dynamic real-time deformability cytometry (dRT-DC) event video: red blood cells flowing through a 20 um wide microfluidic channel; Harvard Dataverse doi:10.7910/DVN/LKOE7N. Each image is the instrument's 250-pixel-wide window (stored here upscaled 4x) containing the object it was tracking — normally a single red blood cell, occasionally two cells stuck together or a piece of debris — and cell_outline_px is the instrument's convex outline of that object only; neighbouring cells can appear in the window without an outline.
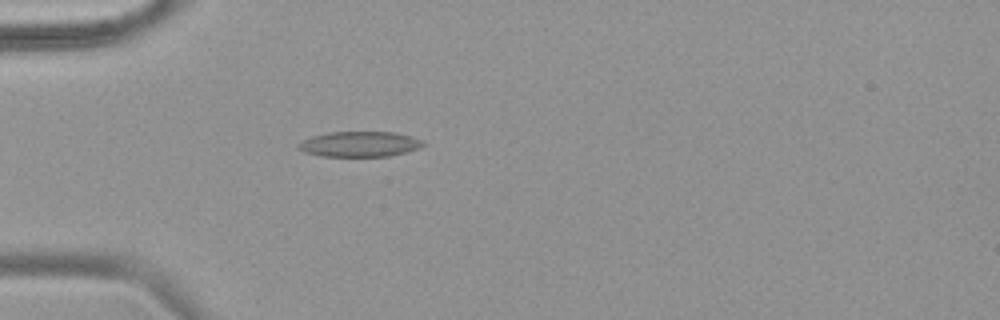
{"species": "common noctule bat (a hibernating species)", "species_latin": "Nyctalus noctula", "temperature_condition": "warm", "stored_images_in_passage": 51, "camera_frame_rate_fps": 3000, "um_per_image_px": 0.085, "animal": {"sex": "female", "body_mass_g": 18.4}, "frame": {"image": 1, "passage_image": 13, "time_ms": 4.0, "image_size_px": [1000, 320], "cell_outline_px": [[424, 144], [420, 148], [388, 156], [320, 156], [304, 152], [296, 148], [296, 144], [312, 136], [328, 132], [396, 132], [412, 136], [424, 140]], "centroid_in_image_um": [30.56, 12.24], "position_along_channel_um": 54.4, "area_um2": 18.5}}
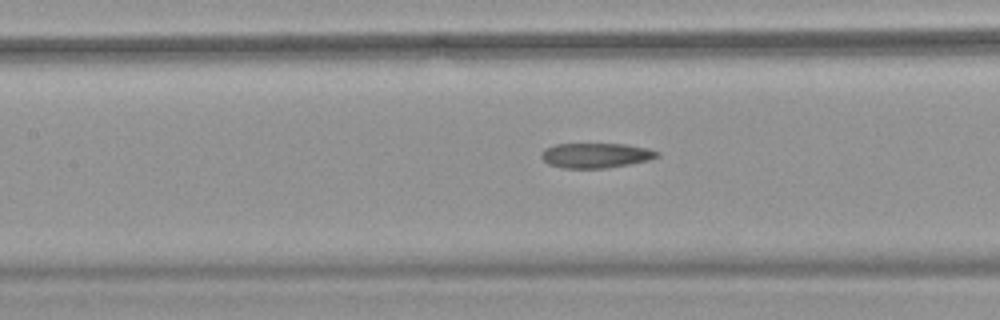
{"frame": {"image": 2, "passage_image": 22, "time_ms": 7.0, "image_size_px": [1000, 320], "cell_outline_px": [[660, 156], [648, 160], [608, 168], [564, 168], [548, 164], [540, 156], [540, 152], [544, 148], [556, 144], [628, 144], [648, 148], [660, 152]], "centroid_in_image_um": [50.64, 13.2], "position_along_channel_um": 156.8, "area_um2": 16.94}}
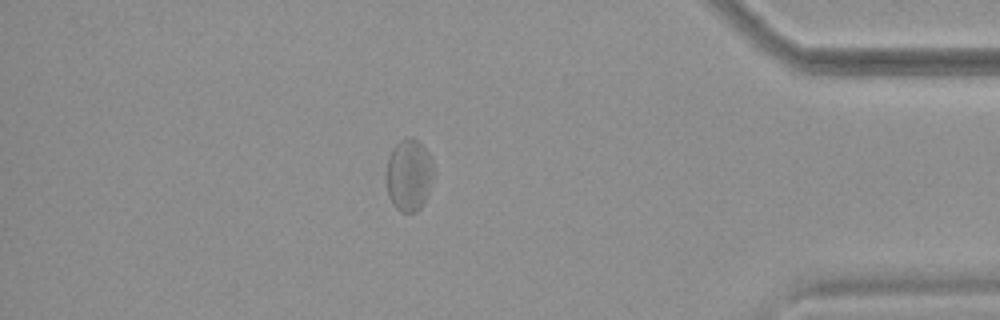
{"frame": {"image": 3, "passage_image": 44, "time_ms": 14.333, "image_size_px": [1000, 320], "cell_outline_px": [[432, 180], [424, 200], [420, 208], [416, 212], [400, 212], [392, 204], [388, 196], [388, 156], [392, 148], [400, 140], [408, 136], [412, 136], [428, 152], [432, 160]], "centroid_in_image_um": [34.75, 14.87], "position_along_channel_um": 400.4, "area_um2": 19.48}, "authors_computed_cell_mechanics": {"area_um2": 19.363, "velocity_mm_per_s": 3.7614, "shape_relaxation_time_tau1_ms": null, "shape_relaxation_time_tau2_ms": 2.9152, "deformation_change_tau1": null, "deformation_change_tau2": 0.0911}}